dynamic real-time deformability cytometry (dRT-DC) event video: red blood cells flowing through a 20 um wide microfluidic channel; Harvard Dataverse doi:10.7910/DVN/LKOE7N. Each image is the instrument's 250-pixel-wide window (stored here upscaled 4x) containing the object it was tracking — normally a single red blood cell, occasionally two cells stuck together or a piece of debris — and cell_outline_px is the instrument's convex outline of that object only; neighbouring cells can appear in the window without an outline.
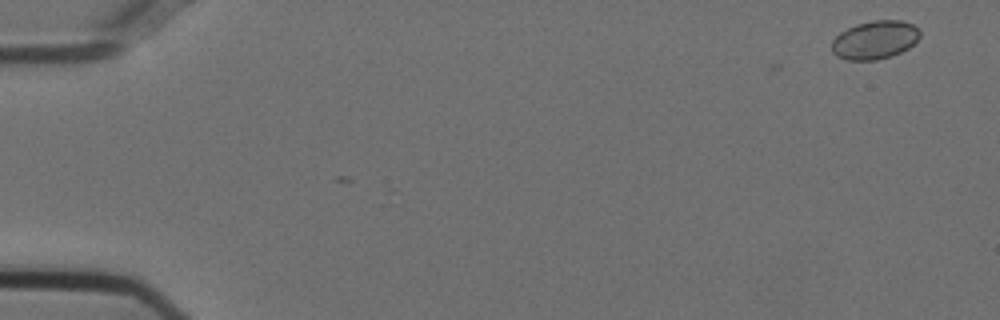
{"species": "Egyptian fruit bat (a non-hibernating species)", "species_latin": "Rousettus aegyptiacus", "temperature_condition": "cold", "stored_images_in_passage": 3, "camera_frame_rate_fps": 3000, "um_per_image_px": 0.085, "animal": {"sex": "female"}, "frame": {"image": 1, "passage_image": 1, "time_ms": 0.0, "image_size_px": [1000, 320], "cell_outline_px": [[920, 36], [908, 48], [892, 56], [876, 60], [848, 60], [836, 56], [832, 52], [832, 40], [840, 32], [856, 24], [872, 20], [900, 20], [912, 24], [920, 28]], "centroid_in_image_um": [74.35, 3.39], "position_along_channel_um": 10.6, "area_um2": 19.77}}